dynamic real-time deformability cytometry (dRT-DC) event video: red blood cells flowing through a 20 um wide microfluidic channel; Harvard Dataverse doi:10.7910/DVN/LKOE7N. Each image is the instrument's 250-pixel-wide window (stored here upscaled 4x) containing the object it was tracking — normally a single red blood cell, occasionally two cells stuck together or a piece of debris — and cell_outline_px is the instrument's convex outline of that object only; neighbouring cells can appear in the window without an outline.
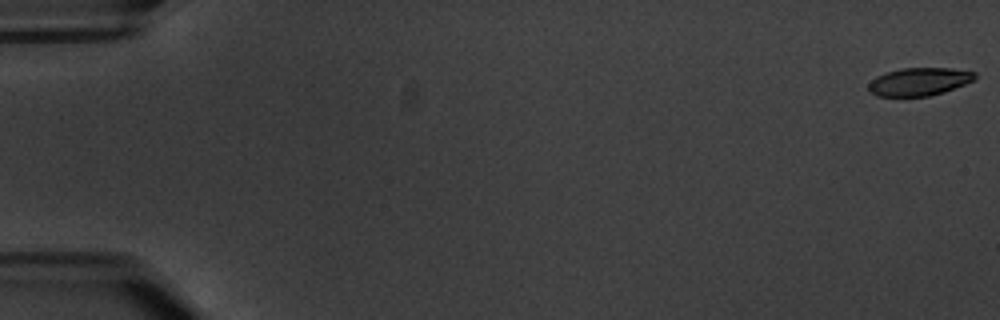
{"species": "common noctule bat (a hibernating species)", "species_latin": "Nyctalus noctula", "temperature_condition": "warm", "stored_images_in_passage": 16, "camera_frame_rate_fps": 3000, "um_per_image_px": 0.085, "animal": {"sex": "male", "body_mass_g": 20.1, "forearm_length_mm": 53.5}, "frame": {"image": 1, "passage_image": 1, "time_ms": 0.0, "image_size_px": [1000, 320], "cell_outline_px": [[976, 76], [972, 80], [964, 84], [944, 92], [928, 96], [876, 96], [868, 92], [868, 84], [876, 76], [900, 68], [952, 68], [976, 72]], "centroid_in_image_um": [78.1, 6.94], "position_along_channel_um": 6.9, "area_um2": 17.28}}
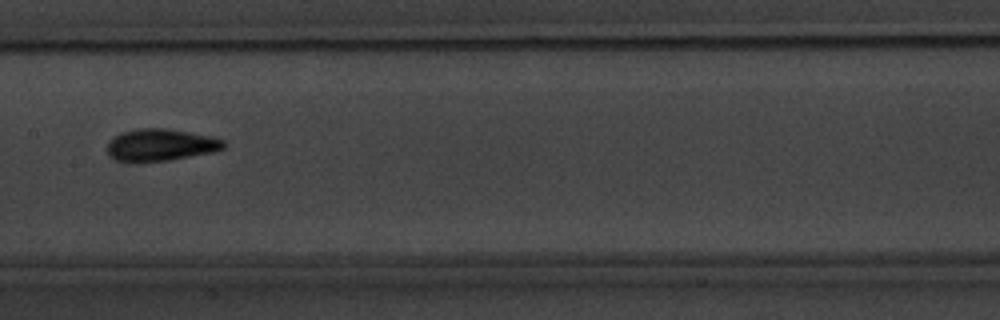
{"frame": {"image": 2, "passage_image": 9, "time_ms": 10.333, "image_size_px": [1000, 320], "cell_outline_px": [[224, 148], [212, 152], [168, 160], [116, 160], [108, 156], [108, 144], [112, 136], [120, 132], [140, 128], [164, 128], [212, 136], [224, 140]], "centroid_in_image_um": [13.64, 12.29], "position_along_channel_um": 193.8, "area_um2": 21.33}}
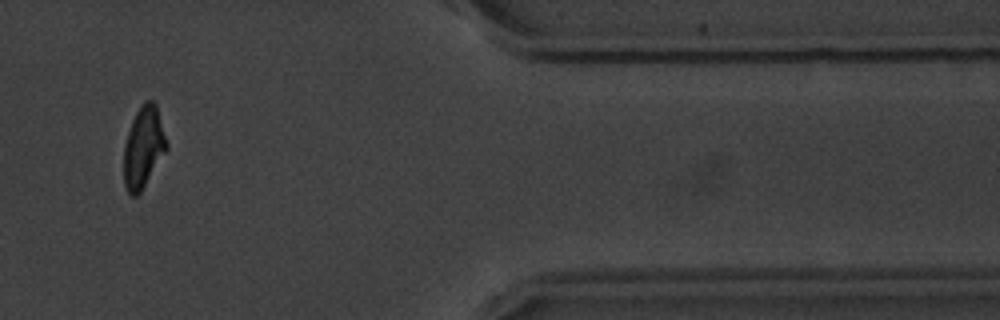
{"frame": {"image": 3, "passage_image": 15, "time_ms": 17.333, "image_size_px": [1000, 320], "cell_outline_px": [[168, 148], [140, 192], [136, 196], [132, 196], [128, 192], [124, 184], [124, 144], [132, 120], [140, 104], [144, 100], [152, 100], [156, 104], [168, 144]], "centroid_in_image_um": [12.19, 12.49], "position_along_channel_um": 399.2, "area_um2": 20.17}, "authors_computed_cell_mechanics": {"area_um2": 20.1144, "velocity_mm_per_s": 3.3742, "shape_relaxation_time_tau1_ms": 2.4071, "shape_relaxation_time_tau2_ms": 1.4695, "deformation_change_tau1": 0.1307, "deformation_change_tau2": 0.0761}}